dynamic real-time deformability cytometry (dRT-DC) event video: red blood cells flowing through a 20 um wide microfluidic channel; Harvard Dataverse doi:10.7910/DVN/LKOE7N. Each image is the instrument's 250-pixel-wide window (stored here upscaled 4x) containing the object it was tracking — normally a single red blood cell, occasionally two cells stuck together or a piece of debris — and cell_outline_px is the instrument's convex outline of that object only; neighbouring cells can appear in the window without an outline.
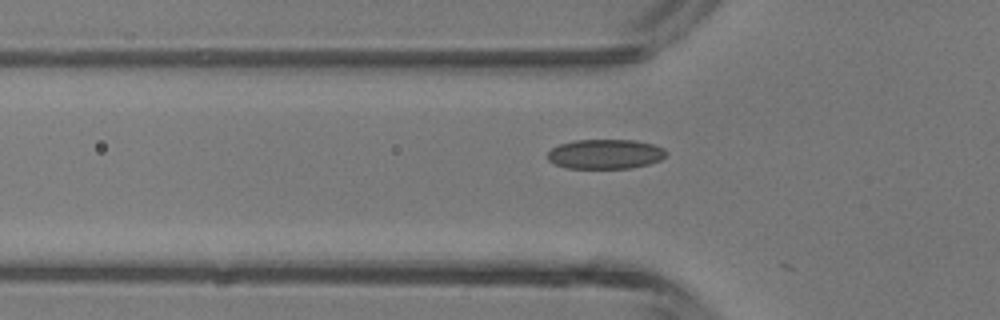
{"species": "common noctule bat (a hibernating species)", "species_latin": "Nyctalus noctula", "temperature_condition": "room temperature", "stored_images_in_passage": 4, "camera_frame_rate_fps": 3000, "um_per_image_px": 0.085, "animal": {"sex": "male", "body_mass_g": 13.3}, "frame": {"image": 1, "passage_image": 4, "time_ms": 4.667, "image_size_px": [1000, 320], "cell_outline_px": [[668, 152], [660, 160], [648, 164], [628, 168], [568, 168], [556, 164], [548, 160], [548, 152], [552, 148], [560, 144], [576, 140], [636, 140], [652, 144], [664, 148]], "centroid_in_image_um": [51.46, 13.09], "position_along_channel_um": 74.3, "area_um2": 20.35}}